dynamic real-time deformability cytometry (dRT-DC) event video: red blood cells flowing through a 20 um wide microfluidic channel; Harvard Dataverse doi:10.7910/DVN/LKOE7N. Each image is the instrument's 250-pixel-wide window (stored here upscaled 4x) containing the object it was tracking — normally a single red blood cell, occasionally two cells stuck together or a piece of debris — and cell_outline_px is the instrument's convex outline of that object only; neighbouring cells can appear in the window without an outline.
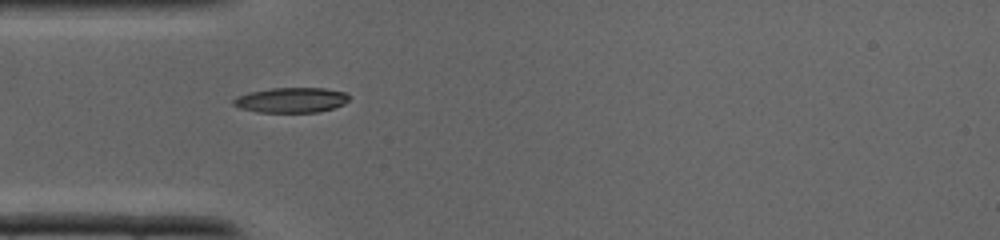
{"species": "common noctule bat (a hibernating species)", "species_latin": "Nyctalus noctula", "temperature_condition": "cold", "stored_images_in_passage": 26, "camera_frame_rate_fps": 3000, "um_per_image_px": 0.085, "animal": {"sex": "male", "body_mass_g": 19.0, "forearm_length_mm": 50.8}, "frame": {"image": 1, "passage_image": 1, "time_ms": 0.0, "image_size_px": [1000, 240], "cell_outline_px": [[348, 100], [344, 104], [320, 112], [256, 112], [240, 108], [232, 104], [232, 100], [236, 96], [248, 92], [272, 88], [324, 88], [344, 92], [348, 96]], "centroid_in_image_um": [24.71, 8.5], "position_along_channel_um": 60.3, "area_um2": 16.94}}
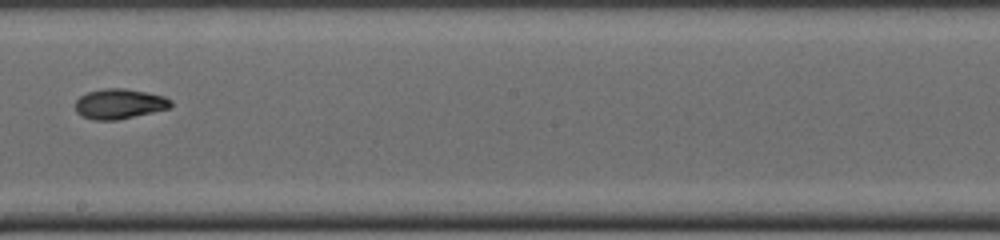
{"frame": {"image": 2, "passage_image": 11, "time_ms": 3.333, "image_size_px": [1000, 240], "cell_outline_px": [[172, 104], [168, 108], [152, 112], [116, 120], [96, 120], [84, 116], [76, 112], [76, 100], [80, 96], [88, 92], [104, 88], [124, 88], [164, 96], [172, 100]], "centroid_in_image_um": [10.14, 8.82], "position_along_channel_um": 238.1, "area_um2": 16.47}}
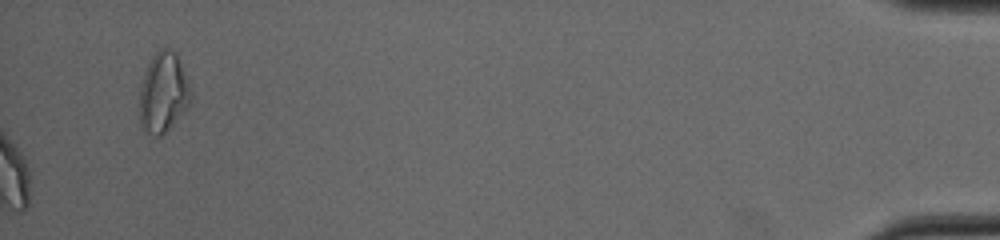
{"frame": {"image": 3, "passage_image": 26, "time_ms": 8.333, "image_size_px": [1000, 240], "cell_outline_px": [[192, 100], [188, 108], [160, 136], [156, 136], [144, 132], [140, 128], [140, 88], [148, 64], [152, 56], [160, 48], [172, 48], [176, 52], [192, 92]], "centroid_in_image_um": [13.89, 7.87], "position_along_channel_um": 421.3, "area_um2": 23.93}}